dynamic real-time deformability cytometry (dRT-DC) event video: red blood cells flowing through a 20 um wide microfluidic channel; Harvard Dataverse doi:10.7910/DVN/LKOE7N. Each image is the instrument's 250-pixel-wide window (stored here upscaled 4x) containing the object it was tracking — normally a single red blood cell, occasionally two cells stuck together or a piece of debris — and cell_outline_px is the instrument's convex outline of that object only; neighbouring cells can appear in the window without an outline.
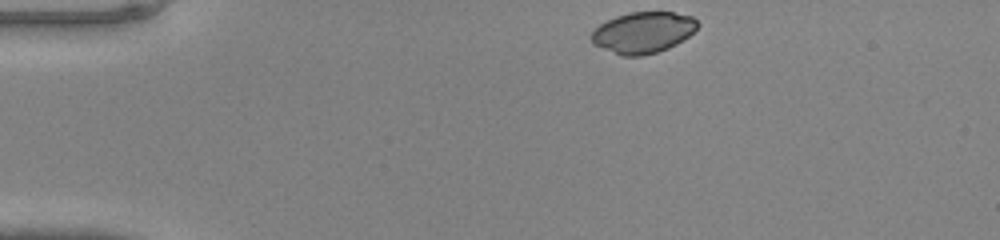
{"species": "common noctule bat (a hibernating species)", "species_latin": "Nyctalus noctula", "temperature_condition": "warm", "stored_images_in_passage": 34, "camera_frame_rate_fps": 3000, "um_per_image_px": 0.085, "animal": {"sex": "male", "body_mass_g": 20.0, "forearm_length_mm": 53.3}, "frame": {"image": 1, "passage_image": 1, "time_ms": 0.0, "image_size_px": [1000, 240], "cell_outline_px": [[700, 24], [688, 36], [676, 44], [668, 48], [656, 52], [640, 56], [620, 56], [592, 44], [588, 36], [600, 24], [616, 16], [628, 12], [672, 12], [692, 16]], "centroid_in_image_um": [54.62, 2.76], "position_along_channel_um": 30.4, "area_um2": 25.55}}
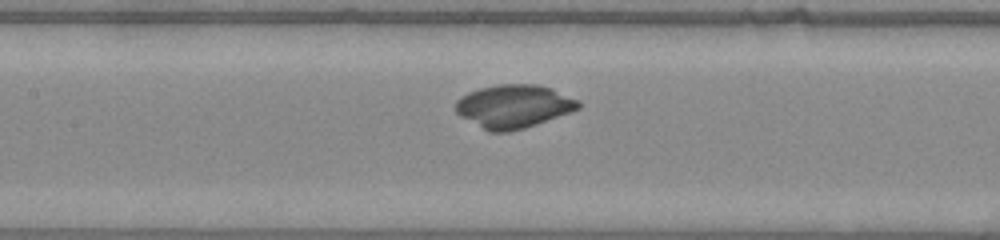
{"frame": {"image": 2, "passage_image": 15, "time_ms": 4.667, "image_size_px": [1000, 240], "cell_outline_px": [[580, 108], [536, 124], [524, 128], [508, 132], [488, 132], [460, 116], [456, 112], [456, 100], [460, 96], [468, 92], [480, 88], [500, 84], [536, 84], [552, 88], [580, 100]], "centroid_in_image_um": [43.65, 9.03], "position_along_channel_um": 163.8, "area_um2": 30.98}}
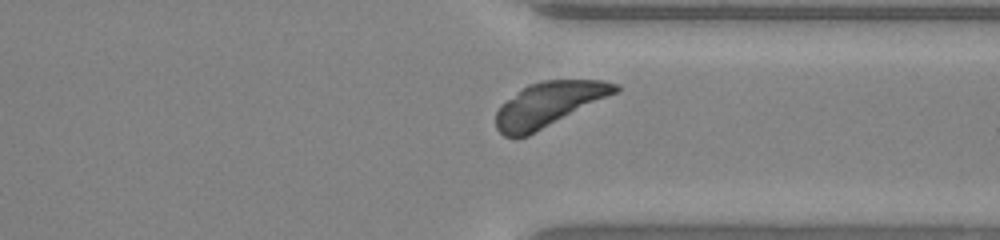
{"frame": {"image": 3, "passage_image": 29, "time_ms": 9.333, "image_size_px": [1000, 240], "cell_outline_px": [[620, 92], [528, 136], [504, 136], [496, 128], [496, 112], [500, 104], [528, 84], [544, 80], [604, 80], [620, 84]], "centroid_in_image_um": [46.7, 8.85], "position_along_channel_um": 364.7, "area_um2": 31.21}}